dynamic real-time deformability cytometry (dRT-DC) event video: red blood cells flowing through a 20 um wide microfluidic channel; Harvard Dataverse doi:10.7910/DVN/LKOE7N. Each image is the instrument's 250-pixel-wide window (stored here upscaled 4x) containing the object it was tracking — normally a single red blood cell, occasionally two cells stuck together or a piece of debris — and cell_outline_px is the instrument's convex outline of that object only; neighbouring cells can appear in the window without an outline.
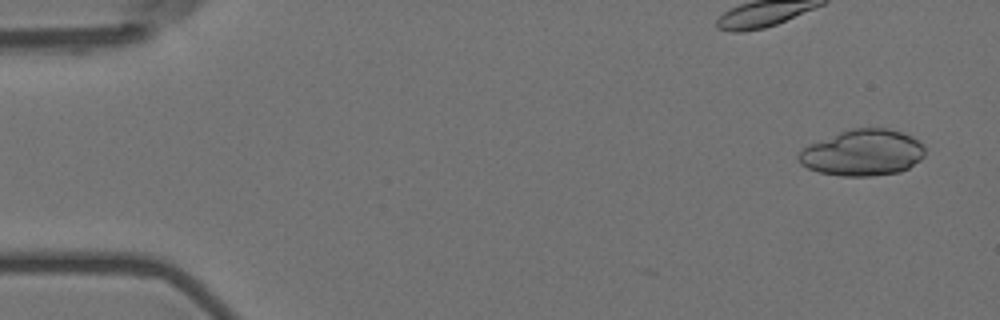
{"species": "Egyptian fruit bat (a non-hibernating species)", "species_latin": "Rousettus aegyptiacus", "temperature_condition": "room temperature", "stored_images_in_passage": 46, "camera_frame_rate_fps": 3000, "um_per_image_px": 0.085, "animal": {"sex": "female"}, "frame": {"image": 1, "passage_image": 3, "time_ms": 0.667, "image_size_px": [1000, 320], "cell_outline_px": [[924, 156], [920, 160], [908, 168], [900, 172], [872, 176], [844, 176], [820, 172], [808, 168], [800, 164], [796, 160], [796, 156], [808, 144], [840, 132], [852, 128], [888, 128], [912, 136], [924, 148]], "centroid_in_image_um": [73.3, 12.99], "position_along_channel_um": 11.7, "area_um2": 33.93}}